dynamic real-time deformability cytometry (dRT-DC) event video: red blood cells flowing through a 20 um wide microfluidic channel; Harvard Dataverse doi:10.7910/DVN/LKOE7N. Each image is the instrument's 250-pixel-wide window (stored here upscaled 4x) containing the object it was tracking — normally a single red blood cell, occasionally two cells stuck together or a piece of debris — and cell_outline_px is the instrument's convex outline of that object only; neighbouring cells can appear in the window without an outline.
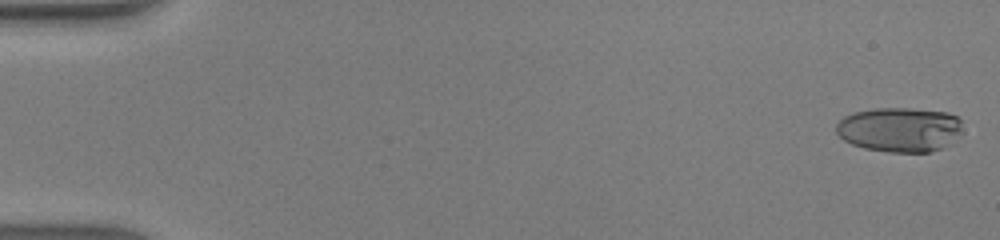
{"species": "human", "species_latin": "Homo sapiens", "temperature_condition": "warm", "stored_images_in_passage": 48, "camera_frame_rate_fps": 3000, "um_per_image_px": 0.085, "donor": {"sex": "male"}, "frame": {"image": 1, "passage_image": 1, "time_ms": 0.0, "image_size_px": [1000, 240], "cell_outline_px": [[960, 128], [952, 144], [928, 152], [888, 152], [864, 148], [852, 144], [844, 140], [836, 132], [836, 124], [844, 116], [856, 112], [876, 108], [908, 108], [948, 112], [956, 116], [960, 120]], "centroid_in_image_um": [76.45, 11.01], "position_along_channel_um": 8.6, "area_um2": 32.71}}
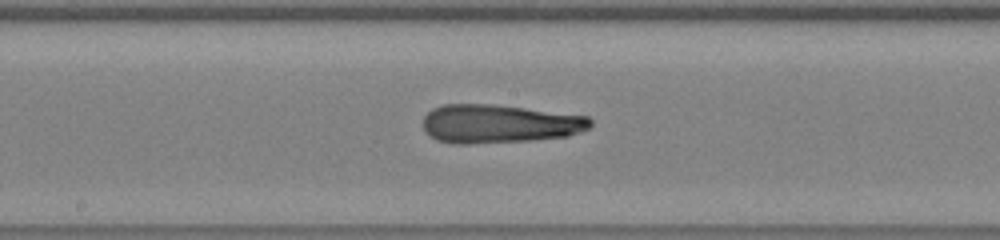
{"frame": {"image": 2, "passage_image": 26, "time_ms": 8.333, "image_size_px": [1000, 240], "cell_outline_px": [[592, 124], [588, 128], [580, 132], [568, 136], [532, 140], [468, 144], [456, 144], [436, 140], [424, 128], [424, 116], [432, 108], [444, 104], [492, 104], [588, 116], [592, 120]], "centroid_in_image_um": [42.44, 10.52], "position_along_channel_um": 205.8, "area_um2": 37.51}}
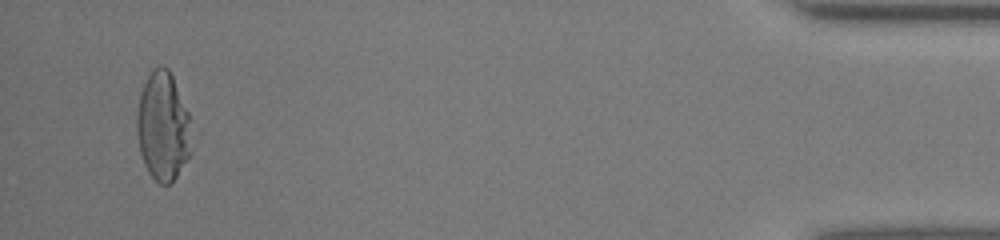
{"frame": {"image": 3, "passage_image": 46, "time_ms": 15.0, "image_size_px": [1000, 240], "cell_outline_px": [[200, 136], [192, 152], [176, 176], [168, 184], [160, 184], [148, 172], [144, 164], [140, 152], [136, 128], [136, 112], [140, 92], [152, 68], [160, 64], [168, 68], [200, 128]], "centroid_in_image_um": [13.99, 10.72], "position_along_channel_um": 421.2, "area_um2": 37.05}, "authors_computed_cell_mechanics": {"area_um2": 36.4718, "velocity_mm_per_s": 4.3758, "shape_relaxation_time_tau1_ms": null, "shape_relaxation_time_tau2_ms": 1.4166, "deformation_change_tau1": null, "deformation_change_tau2": 0.1183}}